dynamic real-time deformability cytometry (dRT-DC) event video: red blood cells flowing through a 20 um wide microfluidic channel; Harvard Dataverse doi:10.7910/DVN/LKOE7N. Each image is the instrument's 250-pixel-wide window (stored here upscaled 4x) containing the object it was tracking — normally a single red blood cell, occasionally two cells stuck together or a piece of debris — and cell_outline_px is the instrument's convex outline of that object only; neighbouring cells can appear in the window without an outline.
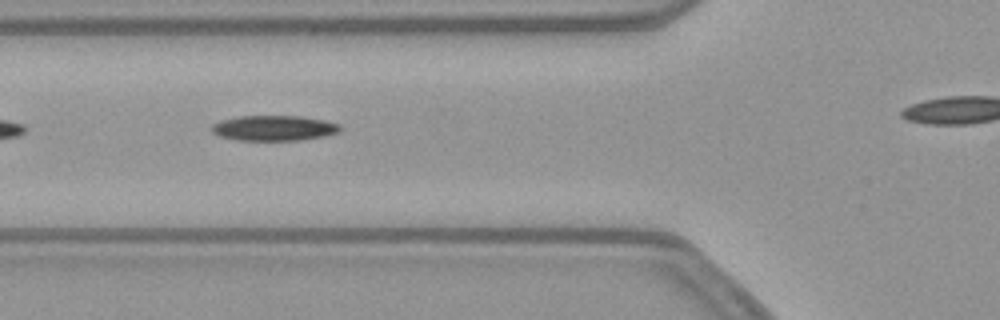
{"species": "common noctule bat (a hibernating species)", "species_latin": "Nyctalus noctula", "temperature_condition": "warm", "stored_images_in_passage": 13, "camera_frame_rate_fps": 3000, "um_per_image_px": 0.085, "animal": {"sex": "female", "body_mass_g": 21.9}, "frame": {"image": 1, "passage_image": 4, "time_ms": 1.0, "image_size_px": [1000, 320], "cell_outline_px": [[340, 132], [324, 136], [300, 140], [236, 140], [220, 136], [212, 132], [212, 124], [220, 120], [240, 116], [300, 116], [324, 120], [340, 124]], "centroid_in_image_um": [23.29, 10.88], "position_along_channel_um": 102.5, "area_um2": 18.9}}
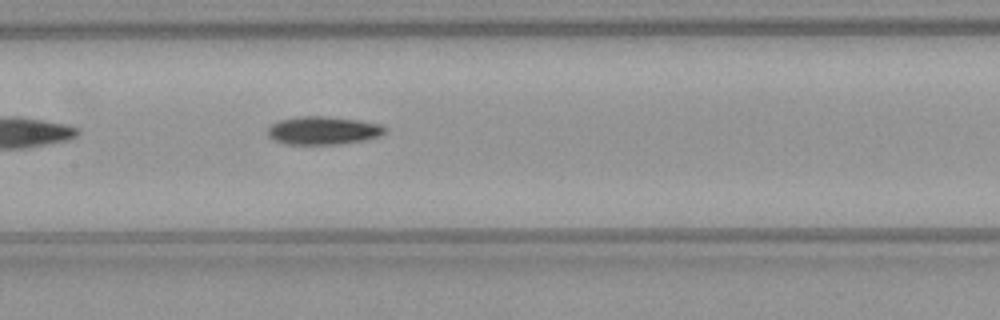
{"frame": {"image": 2, "passage_image": 10, "time_ms": 3.0, "image_size_px": [1000, 320], "cell_outline_px": [[388, 132], [380, 136], [368, 140], [340, 144], [288, 144], [272, 140], [268, 136], [268, 128], [272, 124], [280, 120], [300, 116], [324, 116], [360, 120], [380, 124], [388, 128]], "centroid_in_image_um": [27.53, 11.1], "position_along_channel_um": 179.9, "area_um2": 19.48}}